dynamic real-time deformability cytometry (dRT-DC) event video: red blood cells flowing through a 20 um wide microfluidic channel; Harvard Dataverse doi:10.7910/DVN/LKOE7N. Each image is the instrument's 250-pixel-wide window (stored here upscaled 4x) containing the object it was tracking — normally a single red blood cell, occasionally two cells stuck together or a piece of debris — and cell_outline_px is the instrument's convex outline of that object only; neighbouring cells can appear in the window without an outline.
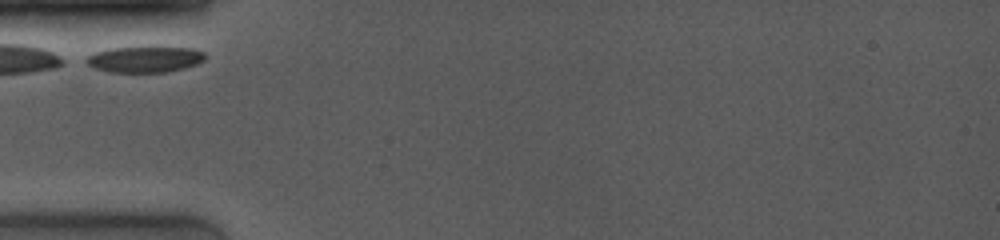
{"species": "common noctule bat (a hibernating species)", "species_latin": "Nyctalus noctula", "temperature_condition": "room temperature", "stored_images_in_passage": 14, "camera_frame_rate_fps": 4000, "um_per_image_px": 0.085, "animal": {"sex": "female", "body_mass_g": 19.0, "forearm_length_mm": 53.3}, "frame": {"image": 1, "passage_image": 1, "time_ms": 0.0, "image_size_px": [1000, 240], "cell_outline_px": [[208, 56], [204, 60], [196, 64], [184, 68], [164, 72], [108, 72], [96, 68], [80, 60], [96, 52], [108, 48], [144, 44], [156, 44], [192, 48], [204, 52]], "centroid_in_image_um": [12.32, 4.97], "position_along_channel_um": 72.7, "area_um2": 19.25}}